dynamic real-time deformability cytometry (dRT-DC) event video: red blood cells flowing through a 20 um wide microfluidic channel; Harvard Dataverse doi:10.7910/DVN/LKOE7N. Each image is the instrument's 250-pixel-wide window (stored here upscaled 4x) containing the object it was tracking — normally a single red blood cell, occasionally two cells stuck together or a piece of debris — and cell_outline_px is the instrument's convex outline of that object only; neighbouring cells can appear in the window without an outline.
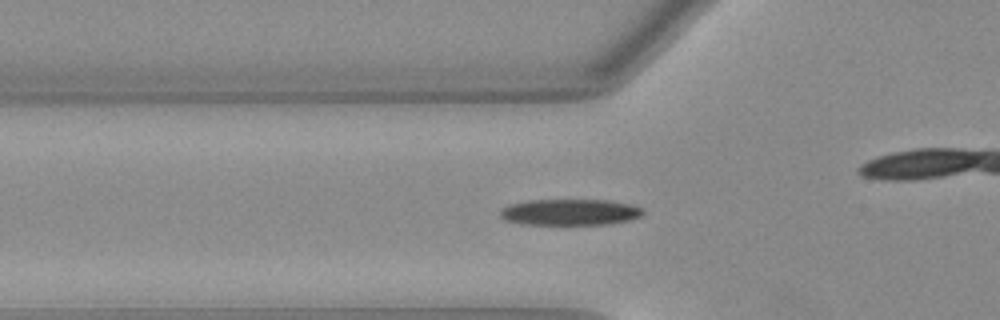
{"species": "Egyptian fruit bat (a non-hibernating species)", "species_latin": "Rousettus aegyptiacus", "temperature_condition": "warm", "stored_images_in_passage": 33, "camera_frame_rate_fps": 3000, "um_per_image_px": 0.085, "animal": {"sex": "female"}, "frame": {"image": 1, "passage_image": 6, "time_ms": 1.667, "image_size_px": [1000, 320], "cell_outline_px": [[644, 212], [640, 216], [628, 220], [604, 224], [524, 224], [504, 220], [500, 216], [500, 208], [512, 204], [528, 200], [604, 200], [628, 204], [640, 208]], "centroid_in_image_um": [48.38, 18.03], "position_along_channel_um": 77.4, "area_um2": 21.44}}
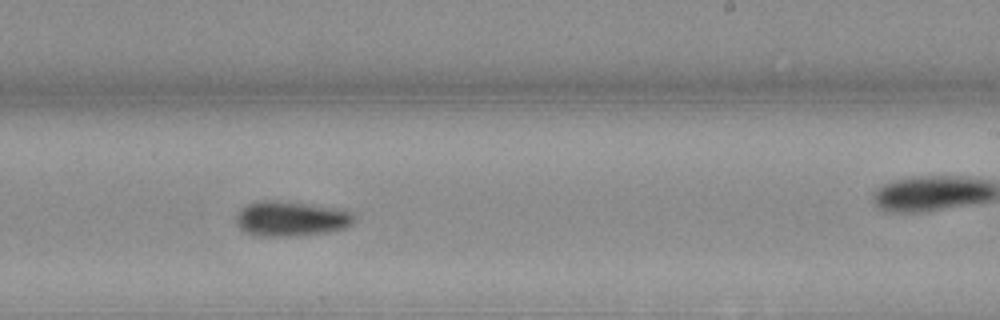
{"frame": {"image": 2, "passage_image": 20, "time_ms": 6.333, "image_size_px": [1000, 320], "cell_outline_px": [[356, 216], [352, 224], [344, 228], [328, 232], [300, 236], [256, 236], [244, 232], [236, 224], [236, 216], [248, 204], [264, 200], [344, 208], [352, 212]], "centroid_in_image_um": [24.79, 18.61], "position_along_channel_um": 264.2, "area_um2": 24.04}}
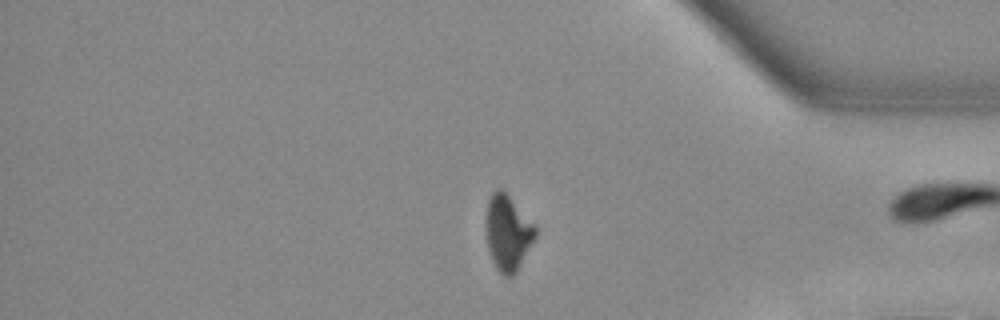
{"frame": {"image": 3, "passage_image": 31, "time_ms": 10.0, "image_size_px": [1000, 320], "cell_outline_px": [[536, 236], [516, 272], [512, 276], [504, 276], [496, 268], [488, 248], [488, 200], [492, 192], [500, 188], [536, 224]], "centroid_in_image_um": [43.21, 19.8], "position_along_channel_um": 392.0, "area_um2": 20.98}}